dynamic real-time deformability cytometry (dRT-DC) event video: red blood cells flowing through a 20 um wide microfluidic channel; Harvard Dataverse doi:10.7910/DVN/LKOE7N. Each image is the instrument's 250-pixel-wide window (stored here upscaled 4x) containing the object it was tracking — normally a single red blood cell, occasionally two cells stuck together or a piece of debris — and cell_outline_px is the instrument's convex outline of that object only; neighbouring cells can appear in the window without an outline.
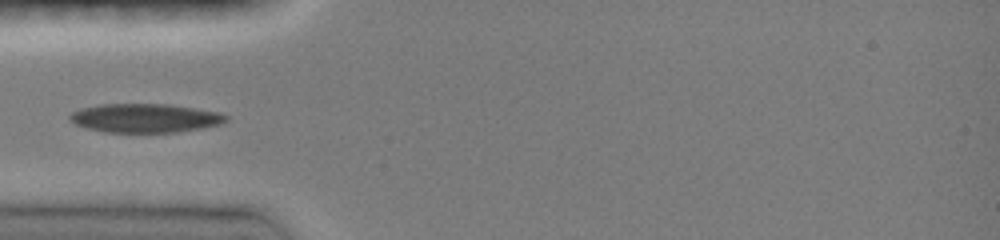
{"species": "common noctule bat (a hibernating species)", "species_latin": "Nyctalus noctula", "temperature_condition": "room temperature", "stored_images_in_passage": 33, "camera_frame_rate_fps": 3000, "um_per_image_px": 0.085, "animal": {"sex": "female", "body_mass_g": 19.0, "forearm_length_mm": 51.5}, "frame": {"image": 1, "passage_image": 1, "time_ms": 0.0, "image_size_px": [1000, 240], "cell_outline_px": [[228, 120], [220, 124], [200, 128], [176, 132], [104, 132], [88, 128], [76, 124], [68, 120], [68, 116], [72, 112], [80, 108], [100, 104], [168, 104], [220, 112], [228, 116]], "centroid_in_image_um": [12.31, 10.03], "position_along_channel_um": 72.7, "area_um2": 26.24}}
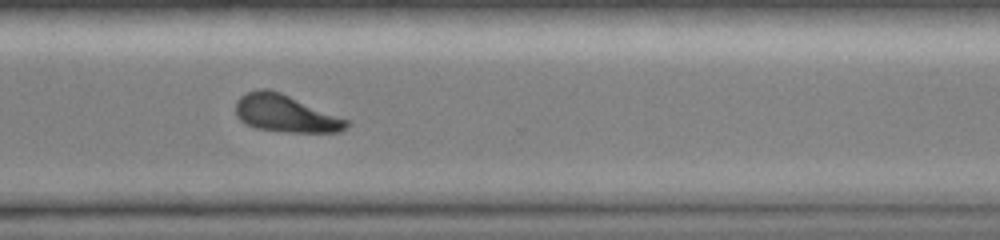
{"frame": {"image": 2, "passage_image": 21, "time_ms": 6.667, "image_size_px": [1000, 240], "cell_outline_px": [[352, 124], [340, 132], [288, 132], [256, 128], [244, 124], [236, 116], [236, 100], [240, 96], [248, 92], [260, 88], [268, 88], [280, 92], [348, 120]], "centroid_in_image_um": [24.24, 9.65], "position_along_channel_um": 346.4, "area_um2": 24.04}}
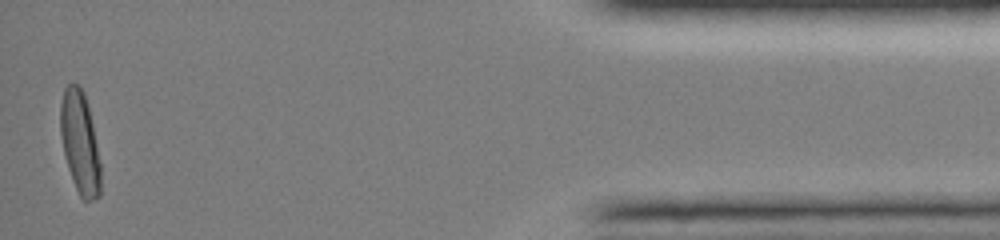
{"frame": {"image": 3, "passage_image": 32, "time_ms": 10.333, "image_size_px": [1000, 240], "cell_outline_px": [[100, 196], [88, 200], [84, 200], [80, 196], [72, 180], [68, 168], [64, 152], [60, 132], [60, 104], [64, 88], [68, 84], [80, 84], [84, 92], [92, 124], [100, 164]], "centroid_in_image_um": [6.77, 12.1], "position_along_channel_um": 428.4, "area_um2": 23.64}}